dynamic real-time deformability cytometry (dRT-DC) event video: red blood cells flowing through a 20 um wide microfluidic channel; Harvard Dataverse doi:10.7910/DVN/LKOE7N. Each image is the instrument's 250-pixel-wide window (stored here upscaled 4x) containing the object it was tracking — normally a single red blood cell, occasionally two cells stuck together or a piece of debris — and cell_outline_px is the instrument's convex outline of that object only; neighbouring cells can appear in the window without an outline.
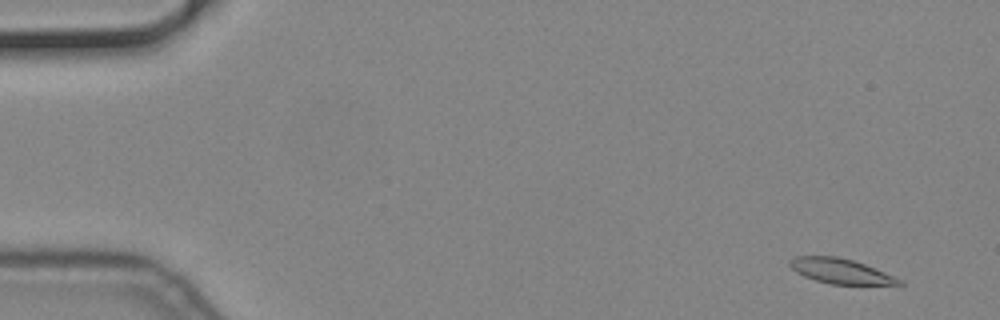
{"species": "common noctule bat (a hibernating species)", "species_latin": "Nyctalus noctula", "temperature_condition": "cold", "stored_images_in_passage": 56, "camera_frame_rate_fps": 3000, "um_per_image_px": 0.085, "animal": {"sex": "male", "body_mass_g": 19.2, "forearm_length_mm": 51.8}, "frame": {"image": 1, "passage_image": 3, "time_ms": 0.667, "image_size_px": [1000, 320], "cell_outline_px": [[904, 284], [832, 284], [816, 280], [804, 276], [796, 272], [788, 264], [788, 260], [796, 256], [836, 256], [852, 260], [864, 264], [904, 280]], "centroid_in_image_um": [71.43, 23.03], "position_along_channel_um": 13.6, "area_um2": 15.72}}
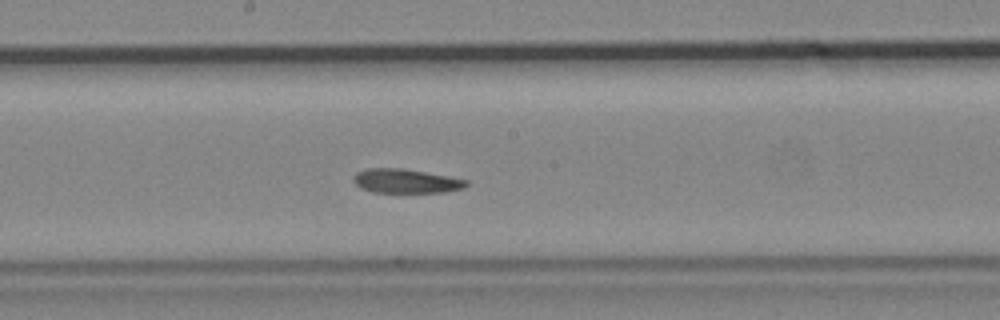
{"frame": {"image": 2, "passage_image": 30, "time_ms": 9.667, "image_size_px": [1000, 320], "cell_outline_px": [[468, 184], [464, 188], [444, 192], [372, 192], [360, 188], [352, 180], [352, 176], [356, 172], [368, 168], [404, 168], [448, 176], [468, 180]], "centroid_in_image_um": [34.47, 15.38], "position_along_channel_um": 213.7, "area_um2": 15.95}}
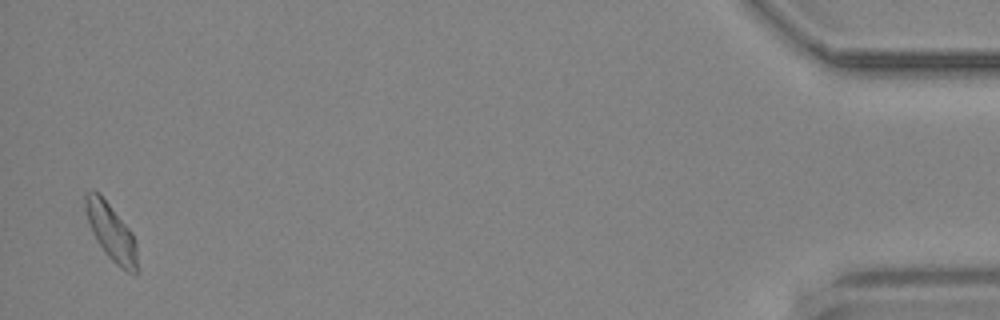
{"frame": {"image": 3, "passage_image": 55, "time_ms": 18.0, "image_size_px": [1000, 320], "cell_outline_px": [[136, 272], [128, 272], [120, 268], [104, 252], [96, 240], [88, 224], [84, 208], [84, 196], [88, 192], [100, 192], [132, 232], [136, 244]], "centroid_in_image_um": [9.41, 19.68], "position_along_channel_um": 425.8, "area_um2": 17.11}}